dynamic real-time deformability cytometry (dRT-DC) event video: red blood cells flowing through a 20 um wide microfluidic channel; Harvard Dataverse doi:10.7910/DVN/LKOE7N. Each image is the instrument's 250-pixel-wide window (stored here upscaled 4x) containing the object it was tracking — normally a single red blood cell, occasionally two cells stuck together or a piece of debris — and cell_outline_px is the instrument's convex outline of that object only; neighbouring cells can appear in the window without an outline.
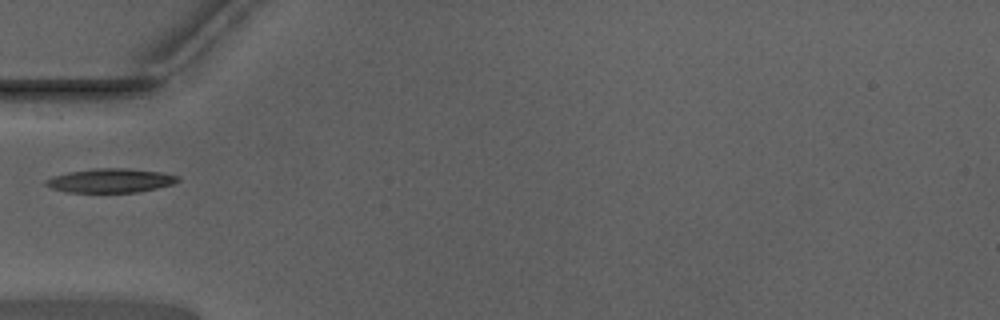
{"species": "Egyptian fruit bat (a non-hibernating species)", "species_latin": "Rousettus aegyptiacus", "temperature_condition": "warm", "stored_images_in_passage": 28, "camera_frame_rate_fps": 3000, "um_per_image_px": 0.085, "animal": {"sex": "male"}, "frame": {"image": 1, "passage_image": 1, "time_ms": 0.0, "image_size_px": [1000, 320], "cell_outline_px": [[180, 180], [176, 184], [136, 192], [68, 192], [52, 188], [44, 184], [44, 180], [52, 176], [68, 172], [92, 168], [124, 168], [164, 172], [180, 176]], "centroid_in_image_um": [9.42, 15.34], "position_along_channel_um": 75.6, "area_um2": 18.67}}
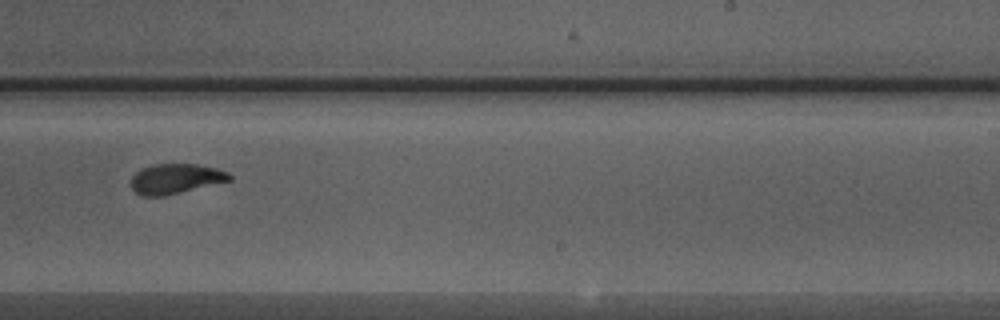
{"frame": {"image": 2, "passage_image": 16, "time_ms": 5.0, "image_size_px": [1000, 320], "cell_outline_px": [[232, 180], [164, 196], [144, 196], [136, 192], [132, 188], [132, 176], [140, 168], [152, 164], [196, 164], [216, 168], [228, 172], [232, 176]], "centroid_in_image_um": [14.93, 15.18], "position_along_channel_um": 274.1, "area_um2": 17.17}}
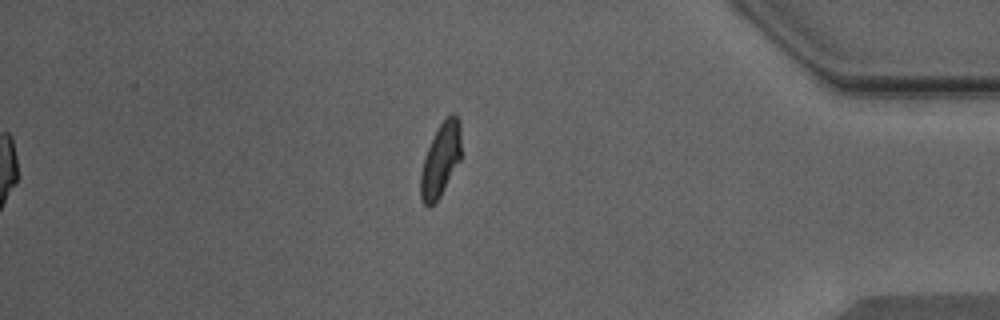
{"frame": {"image": 3, "passage_image": 28, "time_ms": 9.0, "image_size_px": [1000, 320], "cell_outline_px": [[460, 160], [440, 196], [428, 208], [424, 204], [420, 196], [420, 176], [424, 156], [440, 124], [452, 112], [456, 112], [460, 120]], "centroid_in_image_um": [37.45, 13.57], "position_along_channel_um": 397.8, "area_um2": 17.17}}